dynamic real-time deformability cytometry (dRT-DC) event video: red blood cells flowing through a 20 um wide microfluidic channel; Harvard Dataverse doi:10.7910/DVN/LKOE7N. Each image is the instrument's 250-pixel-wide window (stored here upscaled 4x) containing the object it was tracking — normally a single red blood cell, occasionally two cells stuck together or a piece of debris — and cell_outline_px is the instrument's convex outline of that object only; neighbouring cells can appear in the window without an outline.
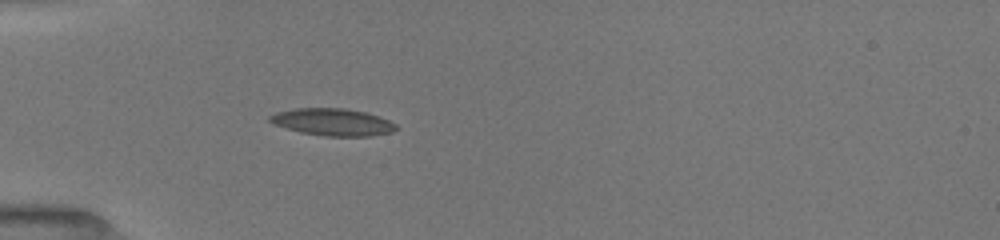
{"species": "common noctule bat (a hibernating species)", "species_latin": "Nyctalus noctula", "temperature_condition": "room temperature", "stored_images_in_passage": 9, "camera_frame_rate_fps": 3000, "um_per_image_px": 0.085, "animal": {"sex": "female", "body_mass_g": 19.5, "forearm_length_mm": 54.1}, "frame": {"image": 1, "passage_image": 9, "time_ms": 5.0, "image_size_px": [1000, 240], "cell_outline_px": [[400, 128], [392, 132], [372, 136], [324, 136], [300, 132], [272, 124], [268, 120], [268, 116], [276, 112], [296, 108], [344, 108], [368, 112], [380, 116], [396, 124]], "centroid_in_image_um": [28.29, 10.37], "position_along_channel_um": 56.7, "area_um2": 20.29}}